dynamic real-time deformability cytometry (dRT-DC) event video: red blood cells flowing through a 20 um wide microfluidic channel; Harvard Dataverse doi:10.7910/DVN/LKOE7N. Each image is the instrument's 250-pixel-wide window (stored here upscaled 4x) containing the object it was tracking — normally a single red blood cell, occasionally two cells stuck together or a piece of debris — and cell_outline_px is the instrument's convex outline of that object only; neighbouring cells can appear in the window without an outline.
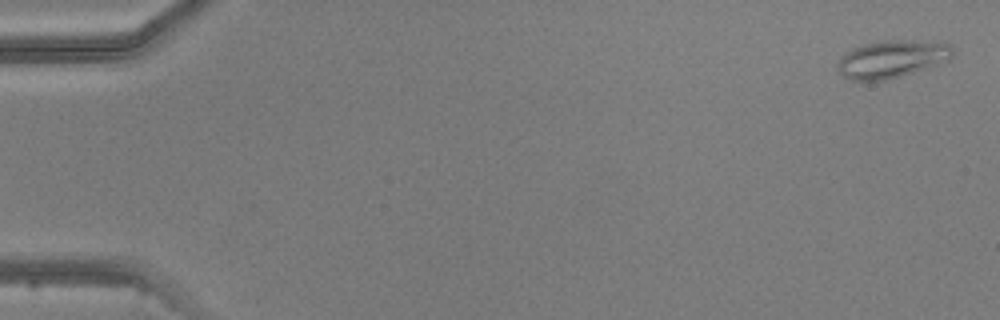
{"species": "common noctule bat (a hibernating species)", "species_latin": "Nyctalus noctula", "temperature_condition": "warm", "stored_images_in_passage": 4, "camera_frame_rate_fps": 3000, "um_per_image_px": 0.085, "animal": {"sex": "male", "body_mass_g": 20.5, "forearm_length_mm": 52.5}, "frame": {"image": 1, "passage_image": 1, "time_ms": 0.0, "image_size_px": [1000, 320], "cell_outline_px": [[952, 56], [948, 60], [900, 76], [884, 80], [852, 80], [844, 76], [840, 72], [836, 64], [840, 56], [852, 48], [864, 44], [884, 40], [912, 40], [948, 44], [952, 48]], "centroid_in_image_um": [75.74, 5.01], "position_along_channel_um": 9.3, "area_um2": 24.74}}